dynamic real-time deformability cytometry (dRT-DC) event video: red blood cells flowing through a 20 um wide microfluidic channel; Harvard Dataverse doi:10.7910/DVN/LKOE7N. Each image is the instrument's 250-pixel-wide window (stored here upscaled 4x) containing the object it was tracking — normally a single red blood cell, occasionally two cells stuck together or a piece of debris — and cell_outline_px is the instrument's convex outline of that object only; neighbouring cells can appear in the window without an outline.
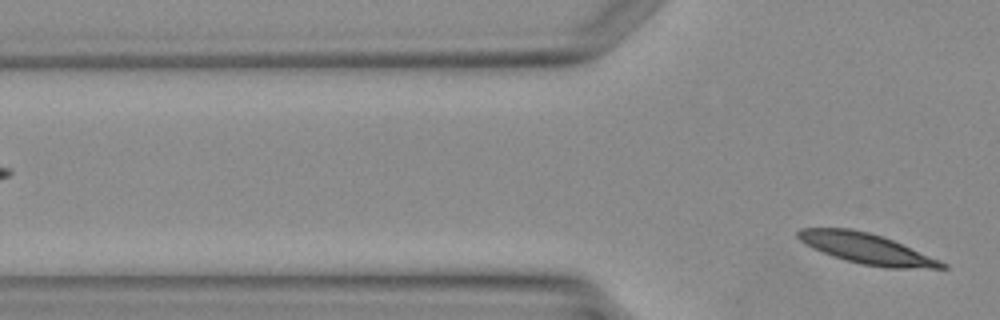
{"species": "Egyptian fruit bat (a non-hibernating species)", "species_latin": "Rousettus aegyptiacus", "temperature_condition": "warm", "stored_images_in_passage": 2, "segment_of_instrument_passage": [2, 2], "camera_frame_rate_fps": 3000, "um_per_image_px": 0.085, "animal": {"sex": "female"}, "frame": {"image": 1, "passage_image": 2, "time_ms": 1.333, "image_size_px": [1000, 320], "cell_outline_px": [[948, 268], [884, 268], [860, 264], [844, 260], [832, 256], [812, 248], [804, 244], [796, 236], [796, 232], [800, 228], [852, 228], [884, 236], [940, 260], [948, 264]], "centroid_in_image_um": [73.64, 21.13], "position_along_channel_um": 52.2, "area_um2": 25.78}}